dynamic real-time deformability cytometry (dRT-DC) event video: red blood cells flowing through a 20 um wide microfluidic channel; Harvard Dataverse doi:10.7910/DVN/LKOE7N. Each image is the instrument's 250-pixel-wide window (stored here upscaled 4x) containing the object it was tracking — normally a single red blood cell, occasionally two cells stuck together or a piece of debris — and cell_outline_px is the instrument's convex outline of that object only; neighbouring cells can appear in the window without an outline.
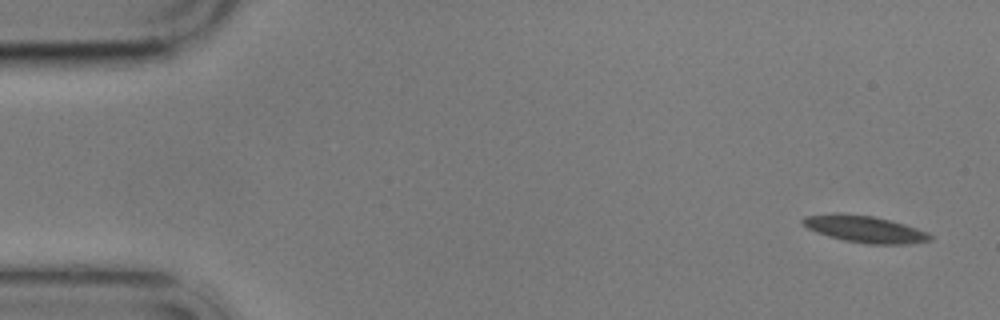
{"species": "common noctule bat (a hibernating species)", "species_latin": "Nyctalus noctula", "temperature_condition": "cold", "stored_images_in_passage": 4, "camera_frame_rate_fps": 3000, "um_per_image_px": 0.085, "animal": {"sex": "male", "body_mass_g": 17.9}, "frame": {"image": 1, "passage_image": 1, "time_ms": 0.0, "image_size_px": [1000, 320], "cell_outline_px": [[932, 240], [908, 244], [868, 244], [844, 240], [828, 236], [816, 232], [808, 228], [800, 220], [804, 216], [832, 212], [836, 212], [872, 216], [892, 220], [928, 232], [932, 236]], "centroid_in_image_um": [73.49, 19.46], "position_along_channel_um": 11.5, "area_um2": 20.06}}
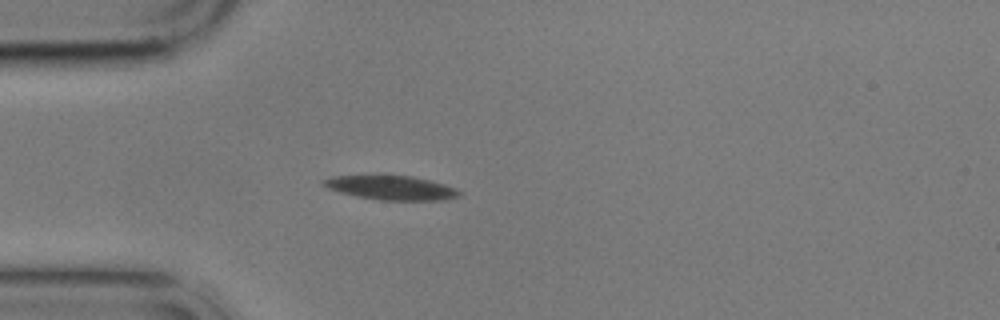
{"frame": {"image": 2, "passage_image": 4, "time_ms": 4.333, "image_size_px": [1000, 320], "cell_outline_px": [[460, 196], [444, 200], [380, 200], [356, 196], [340, 192], [328, 188], [324, 184], [324, 180], [332, 176], [384, 172], [412, 176], [444, 184], [456, 188], [460, 192]], "centroid_in_image_um": [33.22, 15.9], "position_along_channel_um": 51.8, "area_um2": 19.88}}